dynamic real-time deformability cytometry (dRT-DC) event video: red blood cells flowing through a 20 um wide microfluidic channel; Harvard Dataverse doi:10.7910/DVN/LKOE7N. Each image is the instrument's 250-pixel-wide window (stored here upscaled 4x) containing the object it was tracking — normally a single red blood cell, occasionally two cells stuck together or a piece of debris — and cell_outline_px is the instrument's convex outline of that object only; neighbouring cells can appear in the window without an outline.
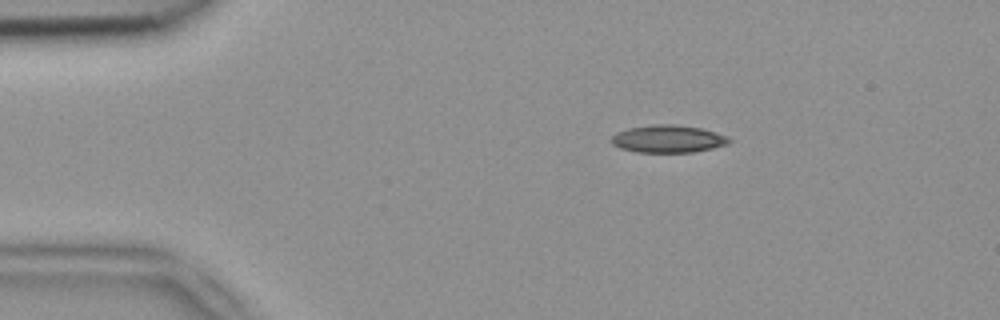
{"species": "common noctule bat (a hibernating species)", "species_latin": "Nyctalus noctula", "temperature_condition": "room temperature", "stored_images_in_passage": 6, "camera_frame_rate_fps": 3000, "um_per_image_px": 0.085, "animal": {"sex": "female", "body_mass_g": 18.4}, "frame": {"image": 1, "passage_image": 1, "time_ms": 0.0, "image_size_px": [1000, 320], "cell_outline_px": [[732, 140], [728, 144], [712, 148], [692, 152], [636, 152], [620, 148], [612, 144], [612, 136], [616, 132], [628, 128], [656, 124], [676, 124], [700, 128], [716, 132], [728, 136]], "centroid_in_image_um": [56.79, 11.8], "position_along_channel_um": 28.2, "area_um2": 18.9}}
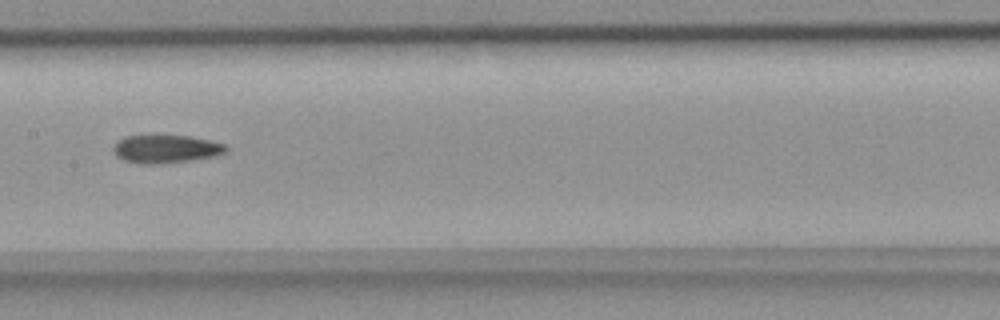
{"frame": {"image": 2, "passage_image": 6, "time_ms": 1.667, "image_size_px": [1000, 320], "cell_outline_px": [[228, 148], [224, 152], [216, 156], [192, 160], [160, 164], [140, 164], [124, 160], [116, 156], [112, 148], [116, 140], [124, 136], [188, 136], [208, 140], [224, 144]], "centroid_in_image_um": [14.05, 12.67], "position_along_channel_um": 193.3, "area_um2": 18.44}}